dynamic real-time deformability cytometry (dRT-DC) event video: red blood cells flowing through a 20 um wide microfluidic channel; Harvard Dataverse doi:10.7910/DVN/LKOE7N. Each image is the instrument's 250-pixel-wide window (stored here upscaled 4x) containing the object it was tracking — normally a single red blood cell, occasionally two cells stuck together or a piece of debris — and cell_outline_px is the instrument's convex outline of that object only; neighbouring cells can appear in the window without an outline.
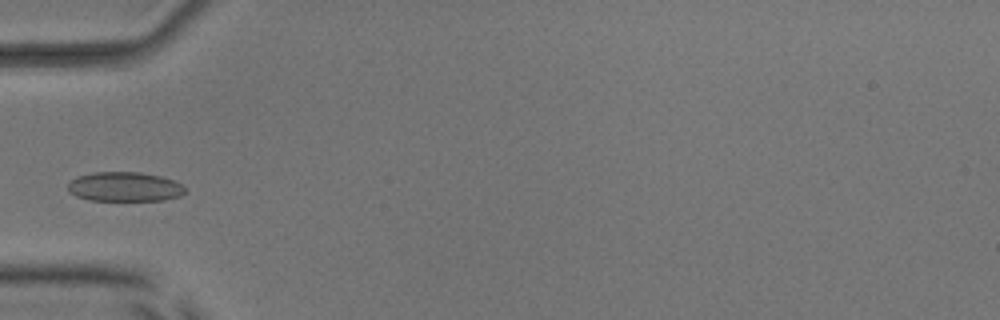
{"species": "common noctule bat (a hibernating species)", "species_latin": "Nyctalus noctula", "temperature_condition": "room temperature", "stored_images_in_passage": 36, "camera_frame_rate_fps": 3000, "um_per_image_px": 0.085, "animal": {"sex": "male", "body_mass_g": 17.9, "forearm_length_mm": 54.2}, "frame": {"image": 1, "passage_image": 1, "time_ms": 0.0, "image_size_px": [1000, 320], "cell_outline_px": [[184, 192], [180, 196], [164, 200], [88, 200], [76, 196], [68, 192], [68, 184], [72, 180], [80, 176], [92, 172], [140, 172], [160, 176], [172, 180], [180, 184], [184, 188]], "centroid_in_image_um": [10.57, 15.87], "position_along_channel_um": 74.4, "area_um2": 19.94}}
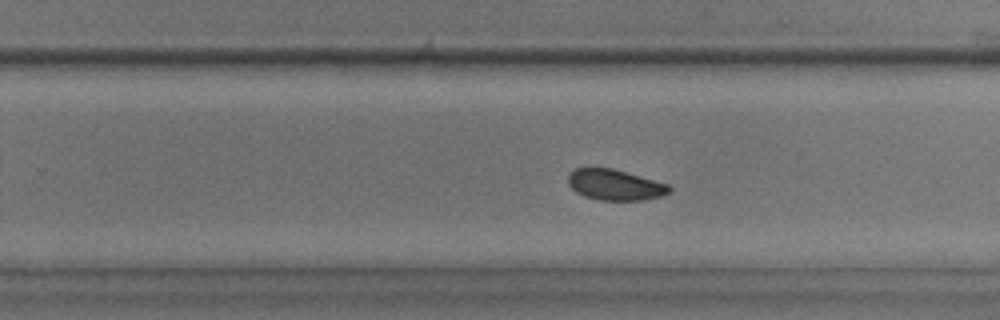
{"frame": {"image": 2, "passage_image": 17, "time_ms": 5.333, "image_size_px": [1000, 320], "cell_outline_px": [[672, 192], [660, 196], [644, 200], [600, 200], [584, 196], [576, 192], [568, 184], [568, 172], [576, 168], [612, 168], [668, 184], [672, 188]], "centroid_in_image_um": [52.27, 15.71], "position_along_channel_um": 277.5, "area_um2": 18.15}}
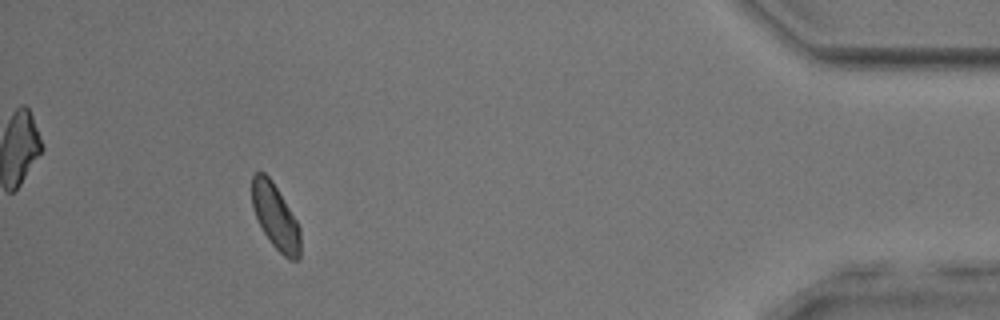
{"frame": {"image": 3, "passage_image": 32, "time_ms": 10.333, "image_size_px": [1000, 320], "cell_outline_px": [[300, 256], [296, 260], [288, 260], [272, 244], [264, 232], [252, 208], [252, 176], [256, 172], [264, 172], [272, 180], [296, 220], [300, 228]], "centroid_in_image_um": [23.41, 18.42], "position_along_channel_um": 411.8, "area_um2": 18.15}}